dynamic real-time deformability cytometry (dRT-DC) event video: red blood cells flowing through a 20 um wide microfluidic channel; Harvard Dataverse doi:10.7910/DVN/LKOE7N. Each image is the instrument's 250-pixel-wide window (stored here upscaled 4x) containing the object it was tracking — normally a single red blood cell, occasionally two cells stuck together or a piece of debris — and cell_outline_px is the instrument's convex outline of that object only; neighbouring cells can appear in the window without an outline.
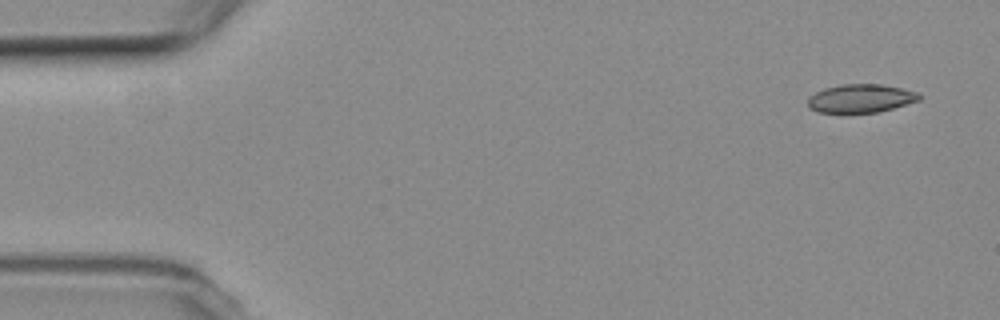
{"species": "common noctule bat (a hibernating species)", "species_latin": "Nyctalus noctula", "temperature_condition": "room temperature", "stored_images_in_passage": 7, "camera_frame_rate_fps": 3000, "um_per_image_px": 0.085, "animal": {"sex": "female", "body_mass_g": 19.3, "forearm_length_mm": 54.1}, "frame": {"image": 1, "passage_image": 1, "time_ms": 0.0, "image_size_px": [1000, 320], "cell_outline_px": [[924, 96], [920, 100], [880, 112], [816, 112], [808, 108], [808, 96], [824, 88], [840, 84], [880, 84], [900, 88], [916, 92]], "centroid_in_image_um": [73.15, 8.36], "position_along_channel_um": 11.8, "area_um2": 18.5}}
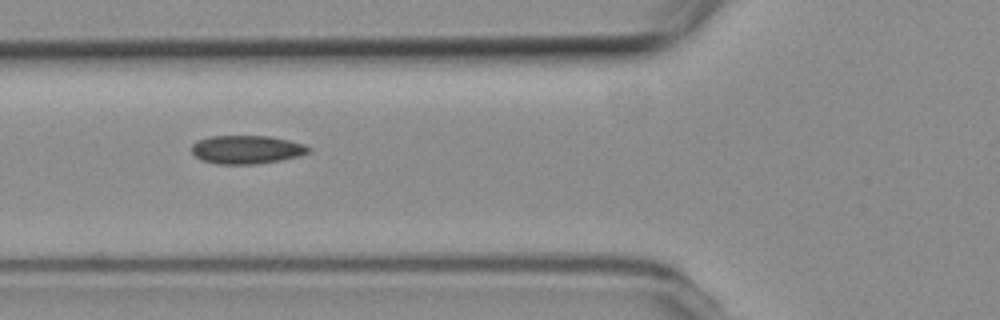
{"frame": {"image": 2, "passage_image": 6, "time_ms": 6.0, "image_size_px": [1000, 320], "cell_outline_px": [[312, 148], [308, 152], [296, 156], [280, 160], [256, 164], [216, 164], [204, 160], [196, 156], [192, 152], [192, 144], [208, 136], [268, 136], [288, 140], [304, 144]], "centroid_in_image_um": [20.96, 12.71], "position_along_channel_um": 104.8, "area_um2": 19.13}}
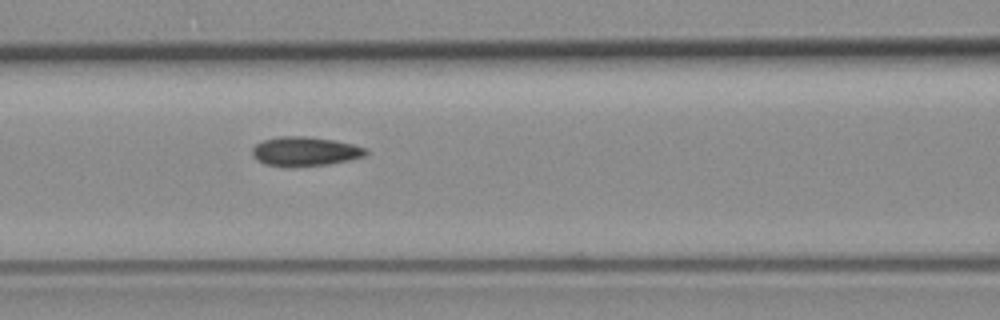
{"frame": {"image": 3, "passage_image": 7, "time_ms": 7.0, "image_size_px": [1000, 320], "cell_outline_px": [[368, 152], [364, 156], [348, 160], [328, 164], [288, 168], [264, 164], [252, 152], [252, 148], [256, 144], [264, 140], [280, 136], [304, 136], [336, 140], [352, 144], [364, 148]], "centroid_in_image_um": [25.92, 12.88], "position_along_channel_um": 140.7, "area_um2": 19.31}}